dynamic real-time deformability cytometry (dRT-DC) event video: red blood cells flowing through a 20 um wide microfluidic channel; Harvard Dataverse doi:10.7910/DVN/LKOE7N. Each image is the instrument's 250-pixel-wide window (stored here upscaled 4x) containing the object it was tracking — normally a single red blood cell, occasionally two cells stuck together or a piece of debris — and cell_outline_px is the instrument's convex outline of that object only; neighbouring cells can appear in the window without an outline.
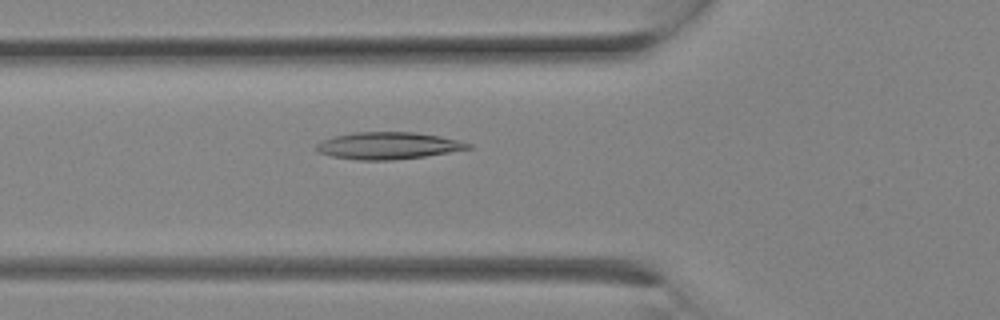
{"species": "Egyptian fruit bat (a non-hibernating species)", "species_latin": "Rousettus aegyptiacus", "temperature_condition": "room temperature", "stored_images_in_passage": 2, "camera_frame_rate_fps": 3000, "um_per_image_px": 0.085, "animal": {"sex": "female"}, "frame": {"image": 1, "passage_image": 2, "time_ms": 0.333, "image_size_px": [1000, 320], "cell_outline_px": [[472, 148], [424, 156], [392, 160], [356, 160], [332, 156], [320, 152], [316, 148], [316, 144], [324, 140], [336, 136], [352, 132], [416, 132], [440, 136], [472, 144]], "centroid_in_image_um": [33.0, 12.38], "position_along_channel_um": 92.8, "area_um2": 23.64}}